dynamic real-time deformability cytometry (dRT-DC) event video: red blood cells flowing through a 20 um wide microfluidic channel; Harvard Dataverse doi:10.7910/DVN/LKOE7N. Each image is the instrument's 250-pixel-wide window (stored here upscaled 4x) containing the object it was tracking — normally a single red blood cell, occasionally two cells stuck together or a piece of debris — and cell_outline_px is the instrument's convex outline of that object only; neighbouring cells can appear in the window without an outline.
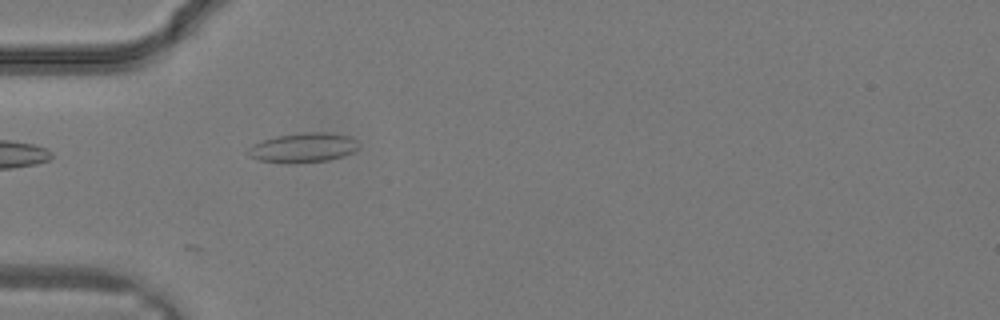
{"species": "common noctule bat (a hibernating species)", "species_latin": "Nyctalus noctula", "temperature_condition": "warm", "stored_images_in_passage": 15, "camera_frame_rate_fps": 3000, "um_per_image_px": 0.085, "animal": {"sex": "male", "body_mass_g": 19.2, "forearm_length_mm": 51.8}, "frame": {"image": 1, "passage_image": 11, "time_ms": 3.333, "image_size_px": [1000, 320], "cell_outline_px": [[360, 148], [344, 156], [328, 160], [260, 160], [248, 156], [248, 148], [252, 144], [276, 136], [304, 132], [332, 132], [348, 136], [356, 140], [360, 144]], "centroid_in_image_um": [25.85, 12.49], "position_along_channel_um": 59.2, "area_um2": 18.26}}
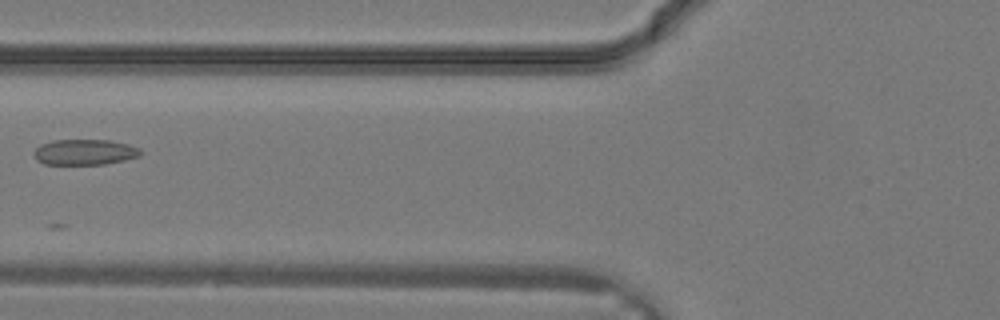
{"frame": {"image": 2, "passage_image": 14, "time_ms": 4.333, "image_size_px": [1000, 320], "cell_outline_px": [[140, 156], [124, 160], [104, 164], [44, 164], [36, 160], [32, 152], [40, 144], [52, 140], [108, 140], [128, 144], [140, 148]], "centroid_in_image_um": [7.16, 12.92], "position_along_channel_um": 118.6, "area_um2": 15.95}}